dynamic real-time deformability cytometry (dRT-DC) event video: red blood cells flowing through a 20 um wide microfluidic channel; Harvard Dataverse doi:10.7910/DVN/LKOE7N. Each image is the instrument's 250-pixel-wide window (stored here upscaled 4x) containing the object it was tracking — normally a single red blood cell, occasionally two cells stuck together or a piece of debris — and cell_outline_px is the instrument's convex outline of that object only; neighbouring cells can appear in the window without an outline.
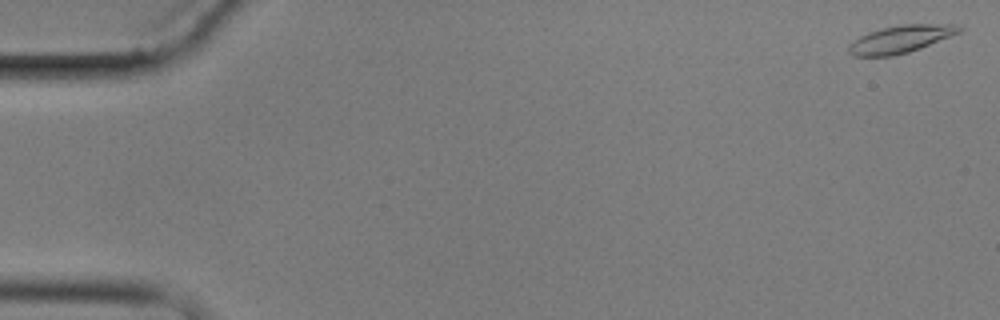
{"species": "common noctule bat (a hibernating species)", "species_latin": "Nyctalus noctula", "temperature_condition": "cold", "stored_images_in_passage": 5, "camera_frame_rate_fps": 3000, "um_per_image_px": 0.085, "animal": {"sex": "male", "body_mass_g": 17.9}, "frame": {"image": 1, "passage_image": 1, "time_ms": 0.0, "image_size_px": [1000, 320], "cell_outline_px": [[964, 28], [960, 32], [920, 48], [908, 52], [892, 56], [852, 56], [848, 52], [848, 44], [860, 36], [868, 32], [880, 28], [900, 24], [956, 24]], "centroid_in_image_um": [76.52, 3.32], "position_along_channel_um": 8.5, "area_um2": 17.74}}
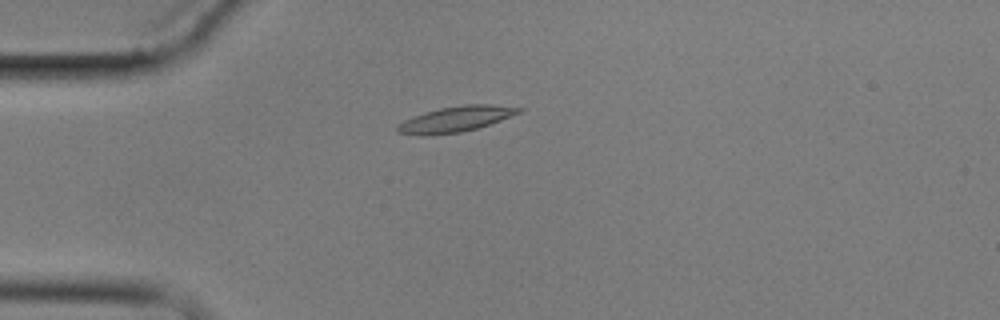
{"frame": {"image": 2, "passage_image": 5, "time_ms": 4.667, "image_size_px": [1000, 320], "cell_outline_px": [[524, 108], [520, 112], [512, 116], [476, 128], [460, 132], [396, 132], [396, 128], [404, 120], [412, 116], [424, 112], [440, 108], [464, 104], [492, 104]], "centroid_in_image_um": [38.85, 10.05], "position_along_channel_um": 46.1, "area_um2": 17.05}}